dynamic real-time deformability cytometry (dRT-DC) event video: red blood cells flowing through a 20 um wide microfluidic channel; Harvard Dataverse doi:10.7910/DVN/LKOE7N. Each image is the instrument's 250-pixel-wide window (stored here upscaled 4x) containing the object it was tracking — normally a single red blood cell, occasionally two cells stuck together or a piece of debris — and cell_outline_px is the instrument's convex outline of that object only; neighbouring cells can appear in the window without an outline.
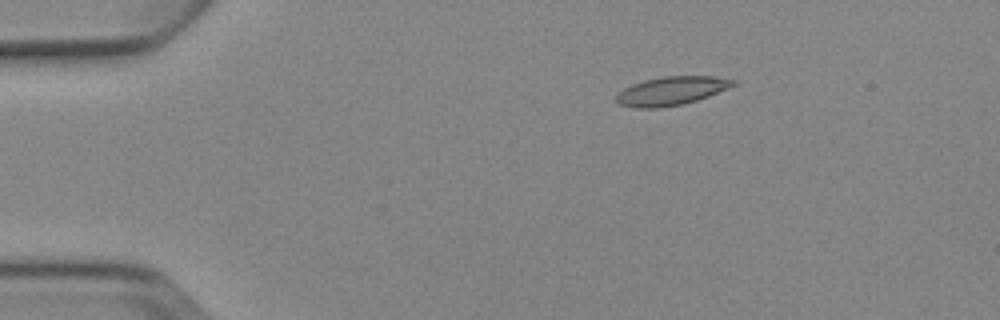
{"species": "Egyptian fruit bat (a non-hibernating species)", "species_latin": "Rousettus aegyptiacus", "temperature_condition": "cold", "stored_images_in_passage": 5, "camera_frame_rate_fps": 3000, "um_per_image_px": 0.085, "animal": {"sex": "female"}, "frame": {"image": 1, "passage_image": 3, "time_ms": 2.333, "image_size_px": [1000, 320], "cell_outline_px": [[736, 84], [728, 88], [708, 96], [684, 104], [660, 108], [636, 108], [620, 104], [616, 100], [616, 96], [624, 88], [632, 84], [644, 80], [664, 76], [716, 76], [736, 80]], "centroid_in_image_um": [57.08, 7.72], "position_along_channel_um": 27.9, "area_um2": 19.42}}